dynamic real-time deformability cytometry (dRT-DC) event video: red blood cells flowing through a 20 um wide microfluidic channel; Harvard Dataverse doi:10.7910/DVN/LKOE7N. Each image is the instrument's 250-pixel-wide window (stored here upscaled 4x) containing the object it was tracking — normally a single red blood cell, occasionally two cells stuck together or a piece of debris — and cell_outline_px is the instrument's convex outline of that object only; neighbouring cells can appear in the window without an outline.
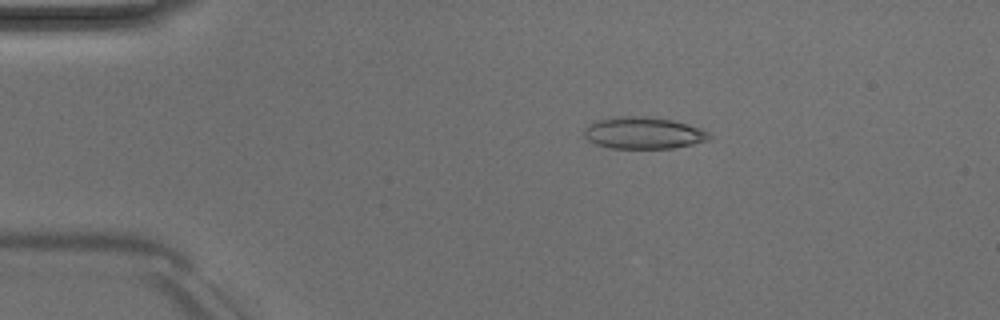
{"species": "Egyptian fruit bat (a non-hibernating species)", "species_latin": "Rousettus aegyptiacus", "temperature_condition": "room temperature", "stored_images_in_passage": 49, "camera_frame_rate_fps": 3000, "um_per_image_px": 0.085, "animal": {"sex": "male"}, "frame": {"image": 1, "passage_image": 8, "time_ms": 2.333, "image_size_px": [1000, 320], "cell_outline_px": [[712, 136], [708, 140], [692, 144], [672, 148], [612, 148], [596, 144], [588, 140], [584, 136], [584, 128], [596, 120], [612, 116], [652, 116], [672, 120], [688, 124], [708, 132]], "centroid_in_image_um": [54.66, 11.29], "position_along_channel_um": 30.3, "area_um2": 23.29}}
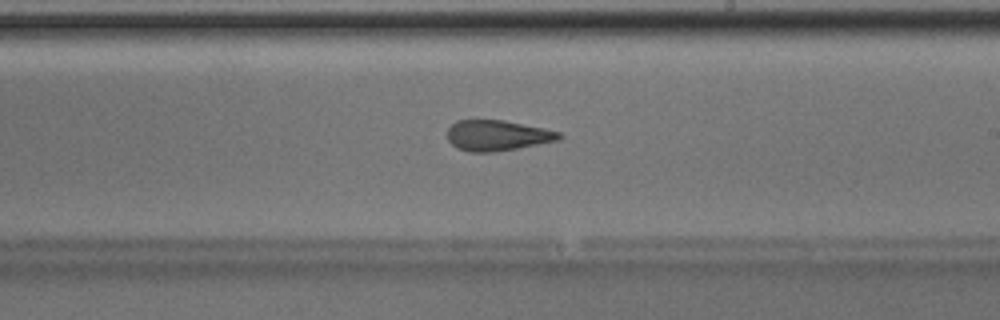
{"frame": {"image": 2, "passage_image": 28, "time_ms": 9.0, "image_size_px": [1000, 320], "cell_outline_px": [[564, 136], [560, 140], [516, 148], [492, 152], [468, 152], [456, 148], [448, 140], [448, 128], [456, 120], [504, 120], [544, 128], [560, 132]], "centroid_in_image_um": [42.27, 11.51], "position_along_channel_um": 246.7, "area_um2": 19.94}}
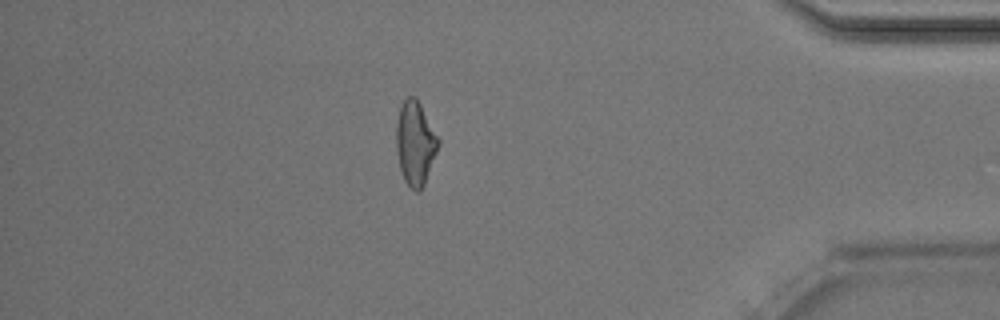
{"frame": {"image": 3, "passage_image": 42, "time_ms": 13.667, "image_size_px": [1000, 320], "cell_outline_px": [[440, 144], [424, 184], [420, 192], [416, 192], [404, 180], [400, 168], [396, 148], [396, 124], [400, 108], [404, 100], [408, 96], [416, 96], [440, 140]], "centroid_in_image_um": [35.3, 12.16], "position_along_channel_um": 399.9, "area_um2": 20.46}, "authors_computed_cell_mechanics": {"area_um2": 20.808, "velocity_mm_per_s": 4.0549, "shape_relaxation_time_tau1_ms": 5.2678, "shape_relaxation_time_tau2_ms": 1.1048, "deformation_change_tau1": 0.1763, "deformation_change_tau2": 0.0968}}